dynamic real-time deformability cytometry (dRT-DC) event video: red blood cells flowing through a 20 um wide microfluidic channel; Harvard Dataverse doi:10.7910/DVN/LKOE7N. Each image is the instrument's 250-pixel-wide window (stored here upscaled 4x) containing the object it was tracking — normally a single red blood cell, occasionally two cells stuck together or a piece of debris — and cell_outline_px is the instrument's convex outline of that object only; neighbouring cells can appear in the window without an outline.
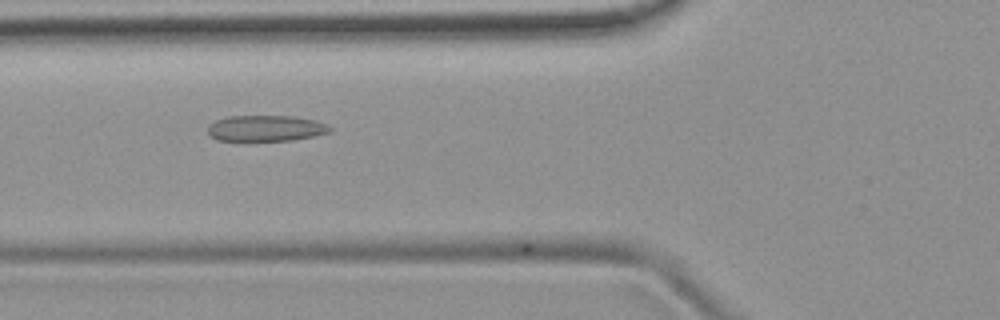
{"species": "common noctule bat (a hibernating species)", "species_latin": "Nyctalus noctula", "temperature_condition": "room temperature", "stored_images_in_passage": 4, "camera_frame_rate_fps": 3000, "um_per_image_px": 0.085, "animal": {"sex": "female", "body_mass_g": 19.9}, "frame": {"image": 1, "passage_image": 3, "time_ms": 0.667, "image_size_px": [1000, 320], "cell_outline_px": [[332, 128], [328, 132], [312, 136], [292, 140], [216, 140], [208, 132], [208, 124], [216, 120], [228, 116], [292, 116], [316, 120], [328, 124]], "centroid_in_image_um": [22.59, 10.89], "position_along_channel_um": 103.2, "area_um2": 18.32}}